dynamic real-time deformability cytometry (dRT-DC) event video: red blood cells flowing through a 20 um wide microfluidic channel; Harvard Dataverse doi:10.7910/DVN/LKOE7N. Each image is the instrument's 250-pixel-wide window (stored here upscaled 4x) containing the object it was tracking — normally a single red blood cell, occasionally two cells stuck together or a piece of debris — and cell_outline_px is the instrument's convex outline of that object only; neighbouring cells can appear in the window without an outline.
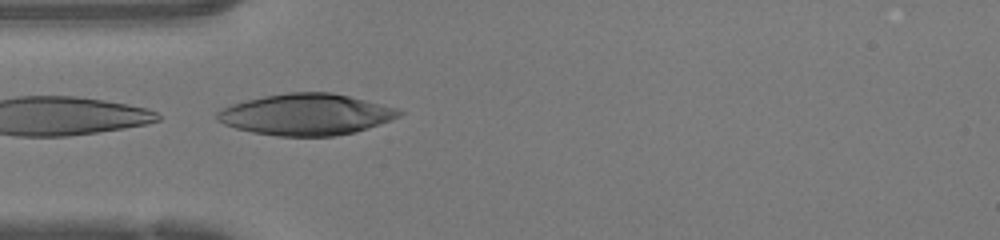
{"species": "human", "species_latin": "Homo sapiens", "temperature_condition": "warm", "stored_images_in_passage": 26, "camera_frame_rate_fps": 3000, "um_per_image_px": 0.085, "donor": {"sex": "female"}, "frame": {"image": 1, "passage_image": 13, "time_ms": 4.0, "image_size_px": [1000, 240], "cell_outline_px": [[404, 112], [400, 116], [368, 128], [356, 132], [336, 136], [276, 136], [252, 132], [236, 128], [224, 124], [216, 120], [216, 112], [220, 108], [232, 104], [264, 96], [288, 92], [332, 92], [400, 108]], "centroid_in_image_um": [26.03, 9.73], "position_along_channel_um": 59.0, "area_um2": 43.99}}
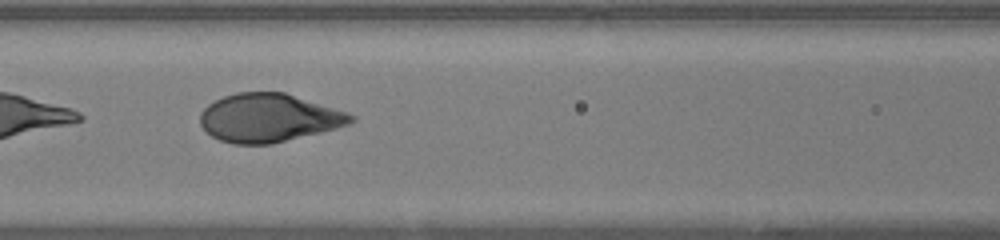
{"frame": {"image": 2, "passage_image": 19, "time_ms": 6.0, "image_size_px": [1000, 240], "cell_outline_px": [[356, 120], [348, 124], [336, 128], [272, 144], [232, 144], [220, 140], [212, 136], [200, 124], [200, 112], [208, 104], [224, 96], [236, 92], [284, 92], [356, 116]], "centroid_in_image_um": [22.8, 10.02], "position_along_channel_um": 143.8, "area_um2": 42.08}}